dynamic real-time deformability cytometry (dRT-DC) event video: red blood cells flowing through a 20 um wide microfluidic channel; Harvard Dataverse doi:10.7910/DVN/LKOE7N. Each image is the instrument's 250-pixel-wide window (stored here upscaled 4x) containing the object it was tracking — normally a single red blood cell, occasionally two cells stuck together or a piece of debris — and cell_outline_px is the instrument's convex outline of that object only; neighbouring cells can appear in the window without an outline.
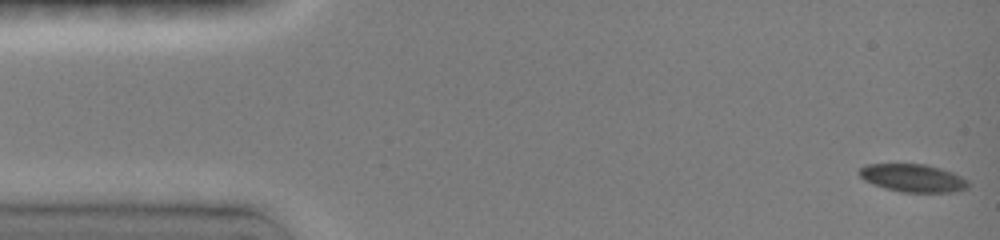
{"species": "common noctule bat (a hibernating species)", "species_latin": "Nyctalus noctula", "temperature_condition": "room temperature", "stored_images_in_passage": 48, "camera_frame_rate_fps": 3000, "um_per_image_px": 0.085, "animal": {"sex": "female", "body_mass_g": 19.0, "forearm_length_mm": 51.5}, "frame": {"image": 1, "passage_image": 1, "time_ms": 0.0, "image_size_px": [1000, 240], "cell_outline_px": [[968, 188], [956, 192], [900, 192], [884, 188], [872, 184], [864, 180], [860, 176], [860, 168], [864, 164], [924, 164], [940, 168], [952, 172], [968, 180]], "centroid_in_image_um": [77.59, 15.14], "position_along_channel_um": 7.4, "area_um2": 17.74}}
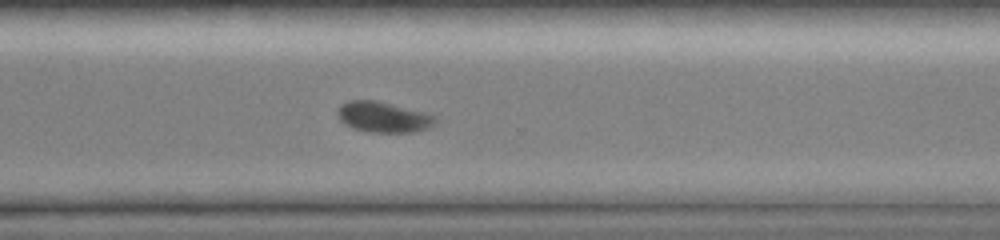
{"frame": {"image": 2, "passage_image": 35, "time_ms": 11.333, "image_size_px": [1000, 240], "cell_outline_px": [[436, 120], [428, 128], [416, 132], [372, 132], [352, 128], [344, 124], [340, 120], [340, 108], [348, 100], [376, 100], [424, 112], [436, 116]], "centroid_in_image_um": [32.61, 9.95], "position_along_channel_um": 338.0, "area_um2": 17.11}}
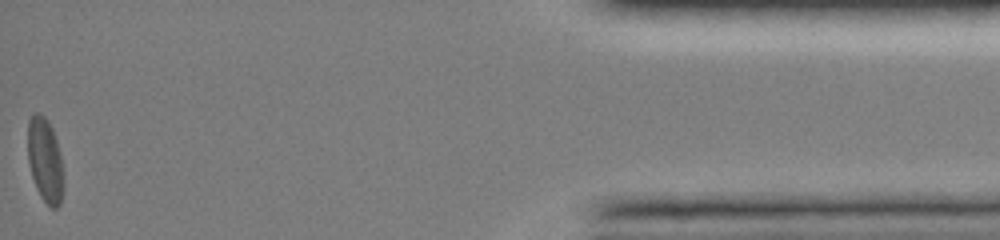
{"frame": {"image": 3, "passage_image": 48, "time_ms": 15.667, "image_size_px": [1000, 240], "cell_outline_px": [[64, 184], [60, 204], [56, 208], [52, 208], [40, 196], [36, 188], [28, 164], [28, 120], [36, 112], [44, 116], [48, 120], [52, 128], [56, 140], [60, 156], [64, 180]], "centroid_in_image_um": [3.83, 13.63], "position_along_channel_um": 431.4, "area_um2": 17.51}, "authors_computed_cell_mechanics": {"area_um2": 18.1492, "velocity_mm_per_s": 3.9821, "shape_relaxation_time_tau1_ms": 3.4156, "shape_relaxation_time_tau2_ms": 7.2762, "deformation_change_tau1": 0.0903, "deformation_change_tau2": 0.0717}}